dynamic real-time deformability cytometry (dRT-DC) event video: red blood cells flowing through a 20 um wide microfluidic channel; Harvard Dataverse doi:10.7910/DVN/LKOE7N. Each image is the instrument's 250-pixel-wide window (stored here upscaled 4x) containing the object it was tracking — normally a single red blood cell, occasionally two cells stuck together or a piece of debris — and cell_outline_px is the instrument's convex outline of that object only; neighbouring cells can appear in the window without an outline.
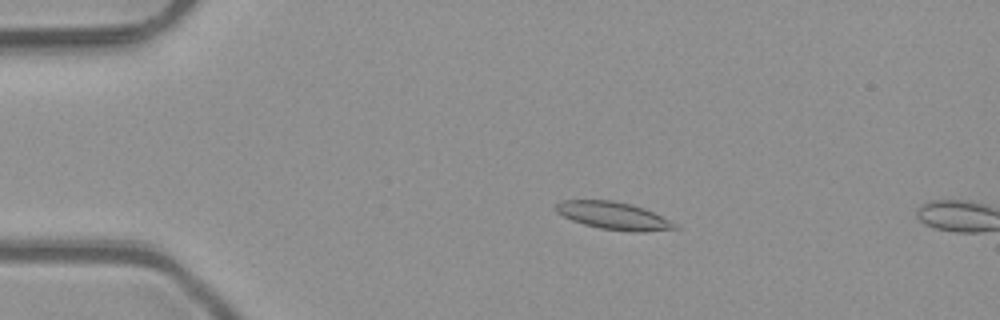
{"species": "common noctule bat (a hibernating species)", "species_latin": "Nyctalus noctula", "temperature_condition": "room temperature", "stored_images_in_passage": 12, "camera_frame_rate_fps": 3000, "um_per_image_px": 0.085, "animal": {"sex": "male", "body_mass_g": 23.1, "forearm_length_mm": 52.7}, "frame": {"image": 1, "passage_image": 10, "time_ms": 3.0, "image_size_px": [1000, 320], "cell_outline_px": [[680, 228], [644, 232], [632, 232], [600, 228], [584, 224], [572, 220], [556, 212], [552, 208], [556, 204], [564, 200], [612, 200], [632, 204], [644, 208], [676, 224]], "centroid_in_image_um": [52.12, 18.33], "position_along_channel_um": 32.9, "area_um2": 19.02}}